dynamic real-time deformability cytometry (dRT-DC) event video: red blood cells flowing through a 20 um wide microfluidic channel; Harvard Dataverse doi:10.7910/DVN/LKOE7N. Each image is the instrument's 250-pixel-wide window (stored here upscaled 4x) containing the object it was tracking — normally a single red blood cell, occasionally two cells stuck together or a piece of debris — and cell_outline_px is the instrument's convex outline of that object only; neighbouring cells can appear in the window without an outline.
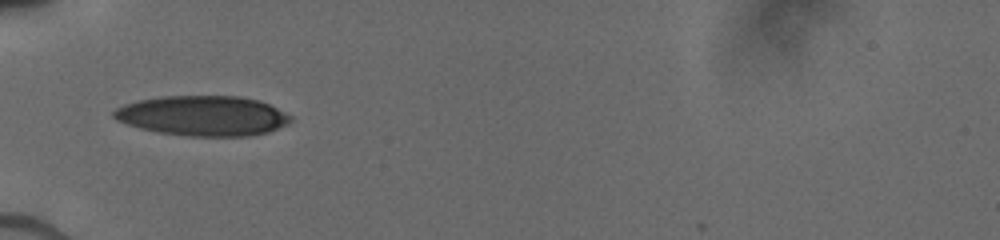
{"species": "human", "species_latin": "Homo sapiens", "temperature_condition": "cold", "stored_images_in_passage": 18, "camera_frame_rate_fps": 3000, "um_per_image_px": 0.085, "donor": {"sex": "male"}, "frame": {"image": 1, "passage_image": 1, "time_ms": 0.0, "image_size_px": [1000, 240], "cell_outline_px": [[292, 120], [288, 124], [268, 132], [248, 136], [188, 136], [160, 132], [140, 128], [116, 120], [112, 116], [112, 112], [116, 108], [124, 104], [140, 100], [164, 96], [240, 96], [260, 100], [292, 116]], "centroid_in_image_um": [17.25, 9.84], "position_along_channel_um": 67.7, "area_um2": 41.21}}
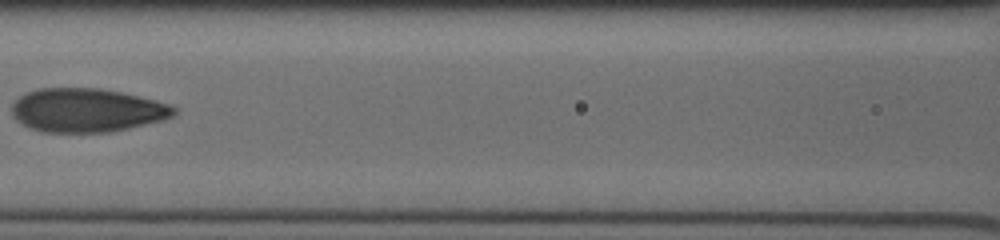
{"frame": {"image": 2, "passage_image": 14, "time_ms": 2.333, "image_size_px": [1000, 240], "cell_outline_px": [[176, 112], [172, 116], [160, 120], [112, 132], [40, 132], [28, 128], [16, 120], [12, 116], [12, 104], [20, 96], [28, 92], [40, 88], [96, 88], [120, 92], [156, 100], [168, 104], [176, 108]], "centroid_in_image_um": [7.33, 9.38], "position_along_channel_um": 159.3, "area_um2": 41.15}}
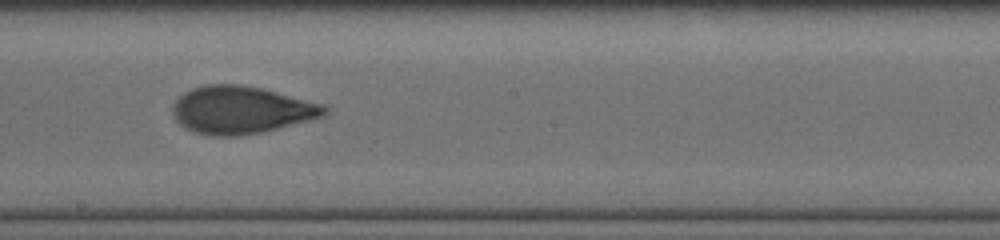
{"frame": {"image": 3, "passage_image": 17, "time_ms": 4.0, "image_size_px": [1000, 240], "cell_outline_px": [[328, 112], [324, 116], [312, 120], [264, 132], [240, 136], [212, 136], [196, 132], [180, 124], [176, 120], [172, 112], [172, 104], [184, 92], [192, 88], [208, 84], [236, 84], [260, 88], [324, 104], [328, 108]], "centroid_in_image_um": [20.52, 9.35], "position_along_channel_um": 227.7, "area_um2": 42.14}}